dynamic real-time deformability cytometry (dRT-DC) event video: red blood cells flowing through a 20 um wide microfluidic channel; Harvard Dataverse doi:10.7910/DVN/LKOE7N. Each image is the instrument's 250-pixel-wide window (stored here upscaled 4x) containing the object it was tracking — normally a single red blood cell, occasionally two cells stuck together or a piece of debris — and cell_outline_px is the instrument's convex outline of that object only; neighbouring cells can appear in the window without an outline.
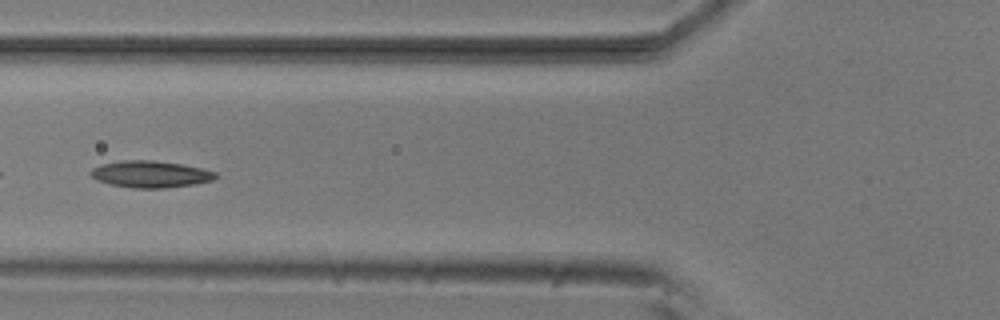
{"species": "common noctule bat (a hibernating species)", "species_latin": "Nyctalus noctula", "temperature_condition": "room temperature", "stored_images_in_passage": 53, "camera_frame_rate_fps": 3000, "um_per_image_px": 0.085, "animal": {"sex": "male", "body_mass_g": 20.5, "forearm_length_mm": 52.5}, "frame": {"image": 1, "passage_image": 20, "time_ms": 6.333, "image_size_px": [1000, 320], "cell_outline_px": [[220, 176], [212, 180], [196, 184], [168, 188], [132, 188], [112, 184], [96, 180], [88, 172], [92, 168], [100, 164], [124, 160], [156, 160], [204, 168], [216, 172]], "centroid_in_image_um": [12.82, 14.8], "position_along_channel_um": 113.0, "area_um2": 19.71}}
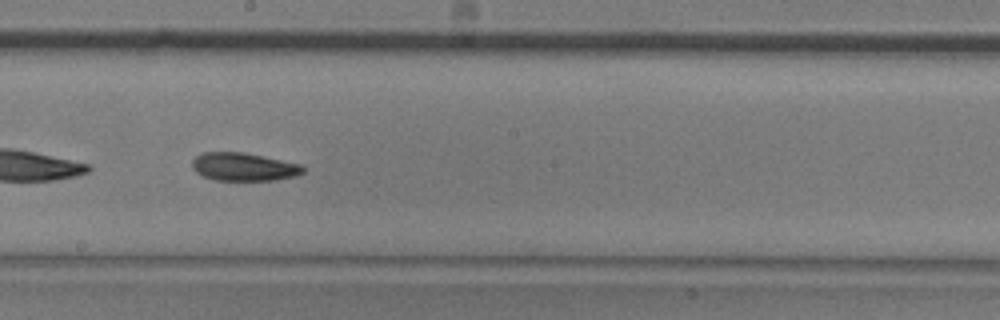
{"frame": {"image": 2, "passage_image": 29, "time_ms": 9.333, "image_size_px": [1000, 320], "cell_outline_px": [[304, 172], [296, 176], [272, 180], [212, 180], [196, 172], [192, 168], [192, 160], [200, 152], [244, 152], [300, 164], [304, 168]], "centroid_in_image_um": [20.68, 14.17], "position_along_channel_um": 227.5, "area_um2": 18.15}}
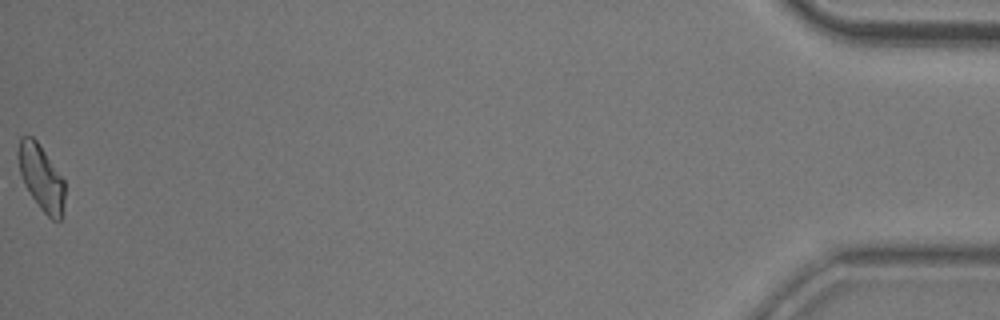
{"frame": {"image": 3, "passage_image": 53, "time_ms": 17.333, "image_size_px": [1000, 320], "cell_outline_px": [[64, 200], [60, 220], [52, 220], [40, 208], [24, 184], [20, 172], [16, 156], [16, 152], [20, 136], [32, 136], [36, 140], [64, 180]], "centroid_in_image_um": [3.46, 15.06], "position_along_channel_um": 431.7, "area_um2": 17.57}, "authors_computed_cell_mechanics": {"area_um2": 18.6116, "velocity_mm_per_s": 3.8028, "shape_relaxation_time_tau1_ms": 6.0289, "shape_relaxation_time_tau2_ms": null, "deformation_change_tau1": 0.157, "deformation_change_tau2": null}}